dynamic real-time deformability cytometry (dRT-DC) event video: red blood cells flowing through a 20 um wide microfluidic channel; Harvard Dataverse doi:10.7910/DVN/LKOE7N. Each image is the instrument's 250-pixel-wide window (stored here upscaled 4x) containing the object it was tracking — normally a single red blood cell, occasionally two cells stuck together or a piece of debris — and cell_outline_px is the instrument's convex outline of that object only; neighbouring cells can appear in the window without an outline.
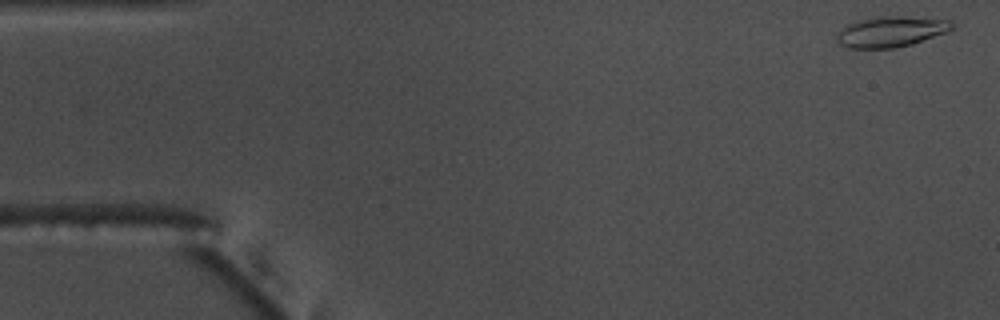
{"species": "common noctule bat (a hibernating species)", "species_latin": "Nyctalus noctula", "temperature_condition": "warm", "stored_images_in_passage": 47, "camera_frame_rate_fps": 3000, "um_per_image_px": 0.085, "animal": {"sex": "male", "body_mass_g": 17.5, "forearm_length_mm": 52.3}, "frame": {"image": 1, "passage_image": 1, "time_ms": 0.0, "image_size_px": [1000, 320], "cell_outline_px": [[956, 24], [948, 32], [912, 44], [892, 48], [848, 48], [840, 44], [836, 40], [836, 36], [844, 24], [856, 20], [884, 16], [900, 16], [948, 20]], "centroid_in_image_um": [75.7, 2.69], "position_along_channel_um": 9.3, "area_um2": 20.63}}
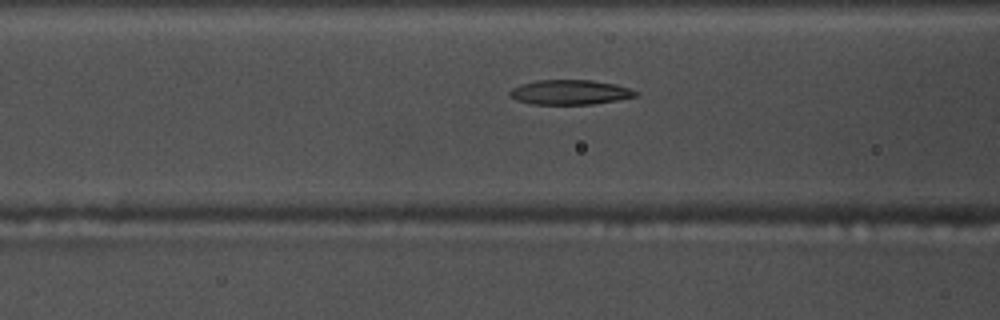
{"frame": {"image": 2, "passage_image": 20, "time_ms": 6.333, "image_size_px": [1000, 320], "cell_outline_px": [[640, 96], [620, 100], [592, 104], [532, 104], [516, 100], [508, 96], [508, 92], [512, 88], [520, 84], [540, 80], [592, 80], [612, 84], [628, 88], [640, 92]], "centroid_in_image_um": [48.46, 7.85], "position_along_channel_um": 118.1, "area_um2": 18.26}}
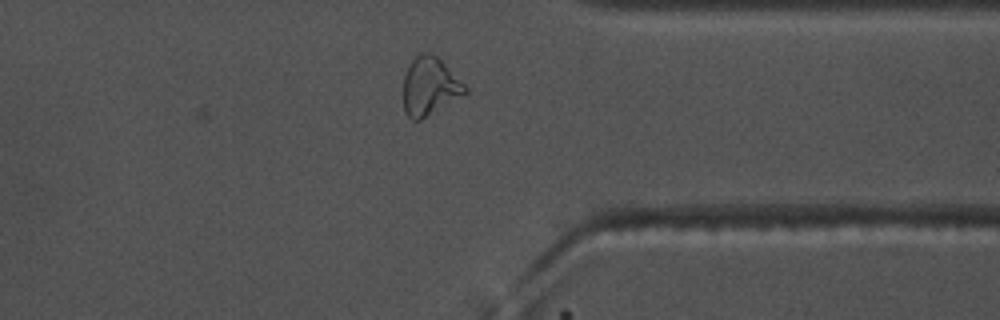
{"frame": {"image": 3, "passage_image": 41, "time_ms": 13.333, "image_size_px": [1000, 320], "cell_outline_px": [[468, 92], [420, 120], [412, 120], [404, 112], [404, 76], [412, 60], [420, 52], [432, 52], [468, 88]], "centroid_in_image_um": [36.51, 7.34], "position_along_channel_um": 374.9, "area_um2": 20.52}, "authors_computed_cell_mechanics": {"area_um2": 18.785, "velocity_mm_per_s": 3.7506, "shape_relaxation_time_tau1_ms": 11.3687, "shape_relaxation_time_tau2_ms": 3.231, "deformation_change_tau1": 0.2749, "deformation_change_tau2": 0.1079}}